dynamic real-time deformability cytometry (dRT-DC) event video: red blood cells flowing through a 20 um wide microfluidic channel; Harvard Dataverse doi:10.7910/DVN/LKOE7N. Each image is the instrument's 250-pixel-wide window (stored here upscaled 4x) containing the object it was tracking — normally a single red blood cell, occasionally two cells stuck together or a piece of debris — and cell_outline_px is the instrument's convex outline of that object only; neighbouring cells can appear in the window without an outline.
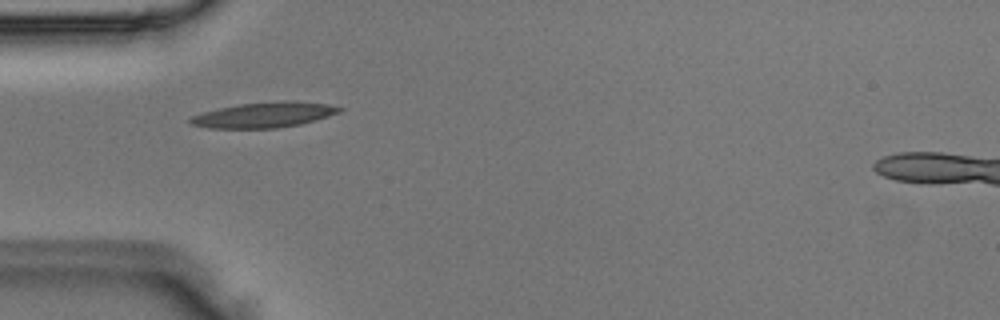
{"species": "Egyptian fruit bat (a non-hibernating species)", "species_latin": "Rousettus aegyptiacus", "temperature_condition": "room temperature", "stored_images_in_passage": 6, "camera_frame_rate_fps": 3000, "um_per_image_px": 0.085, "animal": {"sex": "male"}, "frame": {"image": 1, "passage_image": 3, "time_ms": 0.667, "image_size_px": [1000, 320], "cell_outline_px": [[344, 108], [340, 112], [328, 116], [300, 124], [276, 128], [208, 128], [192, 124], [188, 120], [192, 116], [204, 112], [220, 108], [240, 104], [284, 100], [292, 100], [328, 104]], "centroid_in_image_um": [22.48, 9.76], "position_along_channel_um": 62.5, "area_um2": 21.85}}
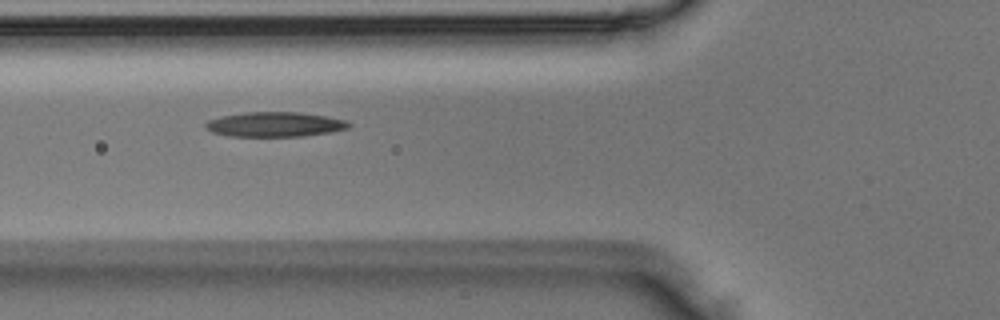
{"frame": {"image": 2, "passage_image": 4, "time_ms": 1.0, "image_size_px": [1000, 320], "cell_outline_px": [[352, 124], [348, 128], [328, 132], [304, 136], [228, 136], [212, 132], [204, 128], [204, 124], [208, 120], [220, 116], [244, 112], [300, 112], [328, 116], [344, 120]], "centroid_in_image_um": [23.32, 10.56], "position_along_channel_um": 102.5, "area_um2": 20.75}}
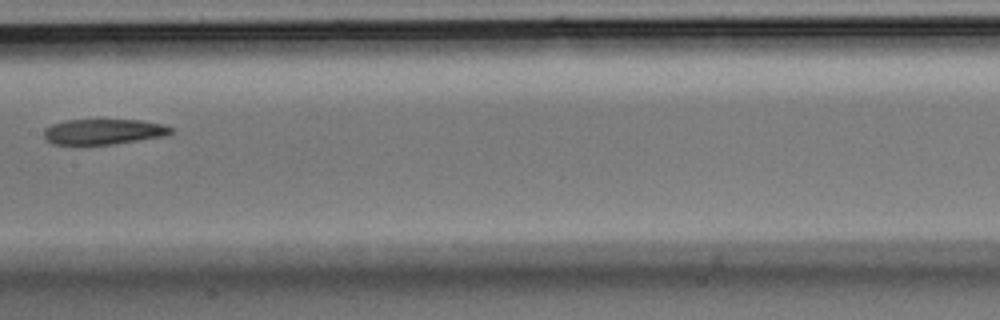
{"frame": {"image": 3, "passage_image": 6, "time_ms": 1.667, "image_size_px": [1000, 320], "cell_outline_px": [[172, 132], [164, 136], [116, 144], [84, 148], [80, 148], [52, 144], [44, 140], [44, 128], [52, 124], [68, 120], [140, 120], [164, 124], [172, 128]], "centroid_in_image_um": [8.7, 11.25], "position_along_channel_um": 198.7, "area_um2": 19.83}}